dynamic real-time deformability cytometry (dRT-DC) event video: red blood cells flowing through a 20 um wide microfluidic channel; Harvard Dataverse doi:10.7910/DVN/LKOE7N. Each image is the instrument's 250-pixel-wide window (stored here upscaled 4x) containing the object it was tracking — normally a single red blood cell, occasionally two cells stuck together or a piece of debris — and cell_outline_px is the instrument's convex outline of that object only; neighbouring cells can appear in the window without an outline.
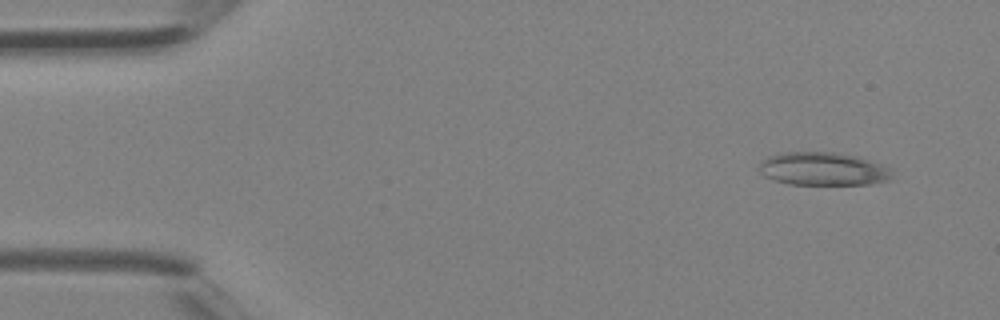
{"species": "Egyptian fruit bat (a non-hibernating species)", "species_latin": "Rousettus aegyptiacus", "temperature_condition": "room temperature", "stored_images_in_passage": 2, "camera_frame_rate_fps": 3000, "um_per_image_px": 0.085, "animal": {"sex": "female"}, "frame": {"image": 1, "passage_image": 2, "time_ms": 0.333, "image_size_px": [1000, 320], "cell_outline_px": [[892, 176], [888, 180], [868, 184], [788, 184], [764, 176], [760, 172], [760, 164], [768, 156], [784, 152], [832, 152], [856, 156], [892, 168]], "centroid_in_image_um": [69.97, 14.35], "position_along_channel_um": 15.0, "area_um2": 25.43}}